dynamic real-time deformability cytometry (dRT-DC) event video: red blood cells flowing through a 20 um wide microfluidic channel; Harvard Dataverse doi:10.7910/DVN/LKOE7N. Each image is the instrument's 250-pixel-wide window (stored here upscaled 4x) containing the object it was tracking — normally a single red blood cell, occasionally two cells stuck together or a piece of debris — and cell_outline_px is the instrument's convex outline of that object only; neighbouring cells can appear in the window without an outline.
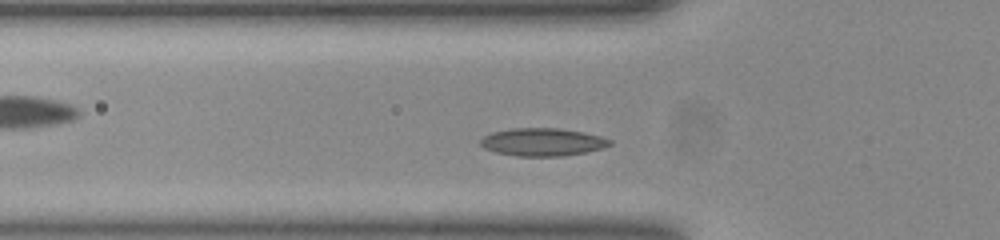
{"species": "common noctule bat (a hibernating species)", "species_latin": "Nyctalus noctula", "temperature_condition": "room temperature", "stored_images_in_passage": 22, "camera_frame_rate_fps": 3000, "um_per_image_px": 0.085, "animal": {"sex": "female", "body_mass_g": 23.0, "forearm_length_mm": 53.4}, "frame": {"image": 1, "passage_image": 8, "time_ms": 2.333, "image_size_px": [1000, 240], "cell_outline_px": [[612, 144], [604, 148], [588, 152], [560, 156], [516, 156], [496, 152], [484, 148], [480, 144], [480, 140], [484, 136], [492, 132], [516, 128], [556, 128], [580, 132], [600, 136], [612, 140]], "centroid_in_image_um": [46.13, 12.08], "position_along_channel_um": 79.7, "area_um2": 20.87}}
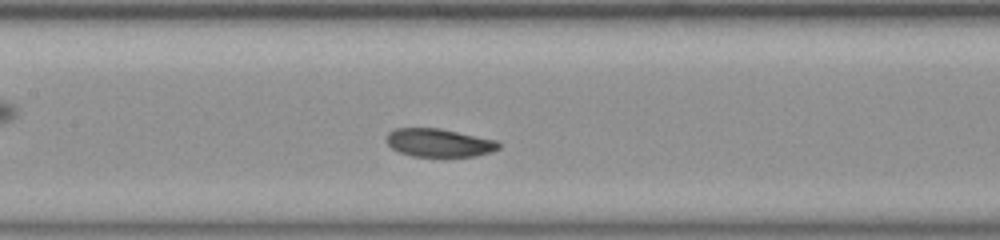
{"frame": {"image": 2, "passage_image": 15, "time_ms": 4.667, "image_size_px": [1000, 240], "cell_outline_px": [[500, 148], [492, 152], [476, 156], [412, 156], [400, 152], [392, 148], [388, 144], [388, 132], [396, 128], [440, 128], [496, 140], [500, 144]], "centroid_in_image_um": [37.34, 12.13], "position_along_channel_um": 170.1, "area_um2": 18.32}}
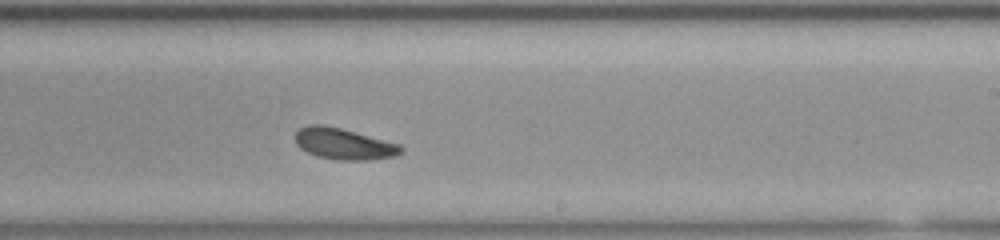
{"frame": {"image": 3, "passage_image": 22, "time_ms": 7.0, "image_size_px": [1000, 240], "cell_outline_px": [[404, 148], [396, 156], [368, 160], [336, 160], [316, 156], [300, 148], [296, 144], [296, 132], [300, 128], [308, 124], [324, 124], [340, 128], [400, 144]], "centroid_in_image_um": [29.21, 12.23], "position_along_channel_um": 259.8, "area_um2": 19.25}}